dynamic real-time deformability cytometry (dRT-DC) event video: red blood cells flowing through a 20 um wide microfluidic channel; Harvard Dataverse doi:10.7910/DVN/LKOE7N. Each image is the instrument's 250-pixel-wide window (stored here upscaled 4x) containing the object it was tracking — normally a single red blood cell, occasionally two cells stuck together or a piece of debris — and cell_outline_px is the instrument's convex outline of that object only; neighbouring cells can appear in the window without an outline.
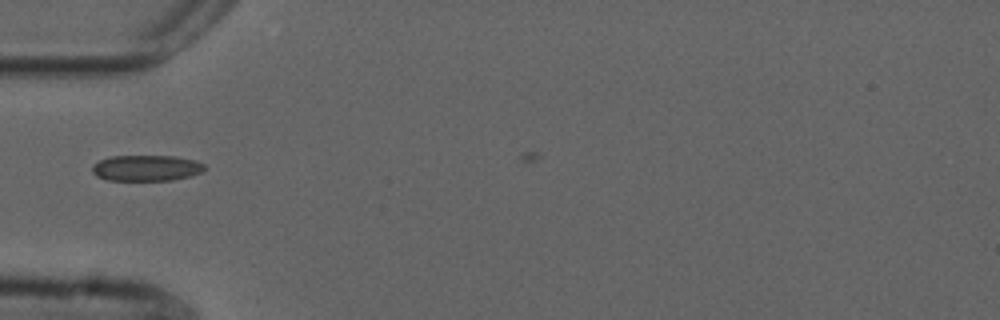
{"species": "common noctule bat (a hibernating species)", "species_latin": "Nyctalus noctula", "temperature_condition": "cold", "stored_images_in_passage": 7, "camera_frame_rate_fps": 3000, "um_per_image_px": 0.085, "animal": {"sex": "male", "forearm_length_mm": 52.5}, "frame": {"image": 1, "passage_image": 5, "time_ms": 1.333, "image_size_px": [1000, 320], "cell_outline_px": [[208, 168], [192, 176], [172, 180], [108, 180], [96, 176], [92, 172], [92, 164], [100, 160], [112, 156], [172, 156], [196, 160], [204, 164]], "centroid_in_image_um": [12.45, 14.28], "position_along_channel_um": 72.5, "area_um2": 17.05}}